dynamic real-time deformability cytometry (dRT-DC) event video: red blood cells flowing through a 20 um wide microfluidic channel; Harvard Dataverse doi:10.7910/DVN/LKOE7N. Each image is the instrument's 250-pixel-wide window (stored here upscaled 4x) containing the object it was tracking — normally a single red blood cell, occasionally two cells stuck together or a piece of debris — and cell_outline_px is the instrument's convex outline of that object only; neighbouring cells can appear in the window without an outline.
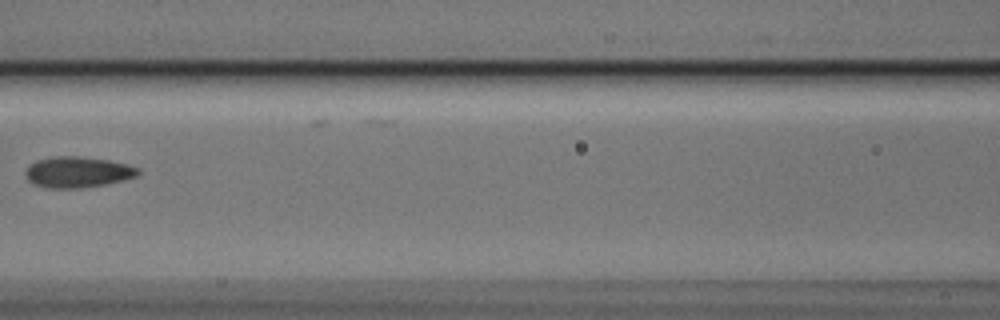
{"species": "Egyptian fruit bat (a non-hibernating species)", "species_latin": "Rousettus aegyptiacus", "temperature_condition": "cold", "stored_images_in_passage": 8, "camera_frame_rate_fps": 3000, "um_per_image_px": 0.085, "animal": {"sex": "male"}, "frame": {"image": 1, "passage_image": 7, "time_ms": 2.0, "image_size_px": [1000, 320], "cell_outline_px": [[140, 172], [136, 176], [124, 180], [104, 184], [80, 188], [48, 188], [32, 184], [28, 180], [24, 172], [28, 164], [36, 160], [56, 156], [80, 156], [108, 160], [128, 164], [140, 168]], "centroid_in_image_um": [6.57, 14.62], "position_along_channel_um": 160.0, "area_um2": 20.46}}